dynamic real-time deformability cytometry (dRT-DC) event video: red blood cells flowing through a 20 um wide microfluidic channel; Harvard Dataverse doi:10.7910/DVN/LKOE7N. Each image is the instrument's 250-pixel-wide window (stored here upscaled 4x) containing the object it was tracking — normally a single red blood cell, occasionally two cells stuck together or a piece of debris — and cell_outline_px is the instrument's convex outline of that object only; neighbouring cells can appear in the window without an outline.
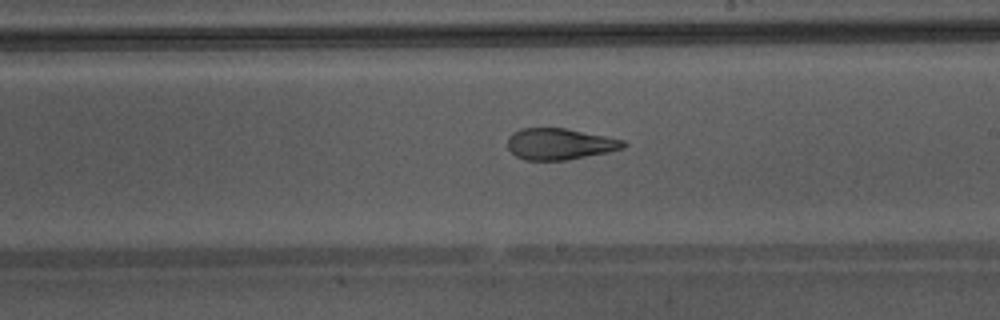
{"species": "Egyptian fruit bat (a non-hibernating species)", "species_latin": "Rousettus aegyptiacus", "temperature_condition": "warm", "stored_images_in_passage": 25, "camera_frame_rate_fps": 3000, "um_per_image_px": 0.085, "animal": {"sex": "male"}, "frame": {"image": 1, "passage_image": 15, "time_ms": 4.667, "image_size_px": [1000, 320], "cell_outline_px": [[628, 144], [624, 148], [608, 152], [568, 160], [524, 160], [516, 156], [508, 148], [508, 136], [512, 132], [520, 128], [564, 128], [624, 140]], "centroid_in_image_um": [47.56, 12.24], "position_along_channel_um": 241.4, "area_um2": 21.15}}
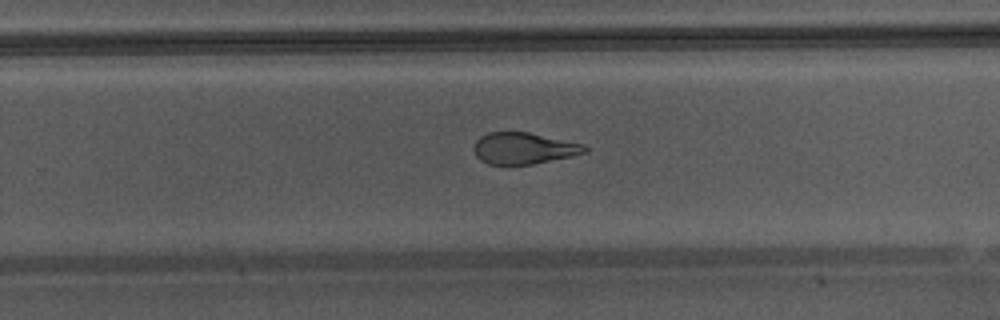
{"frame": {"image": 2, "passage_image": 18, "time_ms": 5.667, "image_size_px": [1000, 320], "cell_outline_px": [[588, 152], [572, 156], [532, 164], [488, 164], [480, 160], [476, 156], [472, 148], [476, 140], [480, 136], [488, 132], [528, 132], [584, 144], [588, 148]], "centroid_in_image_um": [44.5, 12.6], "position_along_channel_um": 285.3, "area_um2": 20.4}}